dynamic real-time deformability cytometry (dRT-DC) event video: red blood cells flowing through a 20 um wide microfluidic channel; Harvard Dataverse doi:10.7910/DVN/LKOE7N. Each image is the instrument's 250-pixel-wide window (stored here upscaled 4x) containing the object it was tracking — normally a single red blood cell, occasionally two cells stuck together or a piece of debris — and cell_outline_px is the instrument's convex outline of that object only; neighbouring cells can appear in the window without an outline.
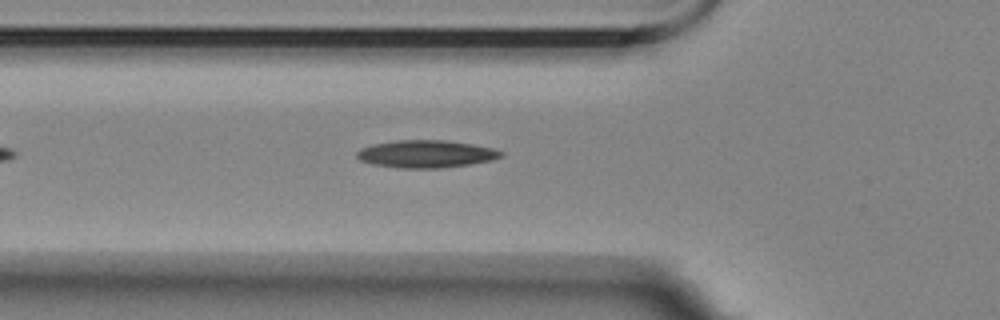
{"species": "Egyptian fruit bat (a non-hibernating species)", "species_latin": "Rousettus aegyptiacus", "temperature_condition": "room temperature", "stored_images_in_passage": 48, "camera_frame_rate_fps": 3000, "um_per_image_px": 0.085, "animal": {"sex": "female"}, "frame": {"image": 1, "passage_image": 10, "time_ms": 3.0, "image_size_px": [1000, 320], "cell_outline_px": [[504, 156], [492, 160], [468, 164], [440, 168], [400, 168], [372, 164], [360, 160], [356, 156], [356, 152], [360, 148], [372, 144], [396, 140], [444, 140], [472, 144], [492, 148], [504, 152]], "centroid_in_image_um": [36.19, 13.08], "position_along_channel_um": 89.6, "area_um2": 23.12}}
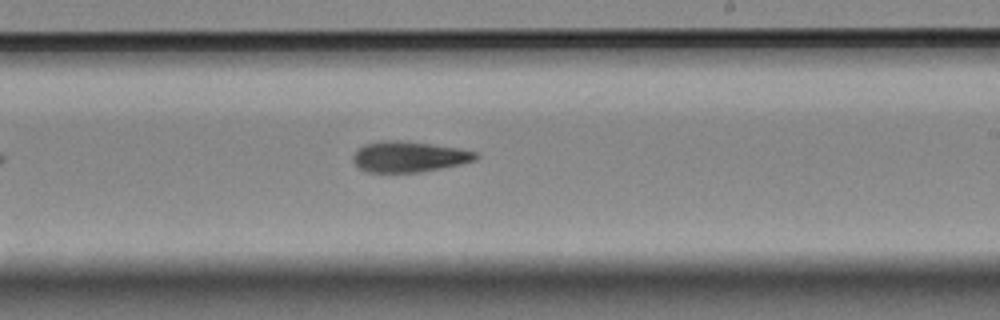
{"frame": {"image": 2, "passage_image": 24, "time_ms": 7.667, "image_size_px": [1000, 320], "cell_outline_px": [[480, 156], [476, 160], [460, 164], [420, 172], [368, 172], [360, 168], [352, 160], [352, 156], [364, 144], [384, 140], [392, 140], [428, 144], [456, 148], [476, 152]], "centroid_in_image_um": [34.75, 13.33], "position_along_channel_um": 254.2, "area_um2": 21.56}}
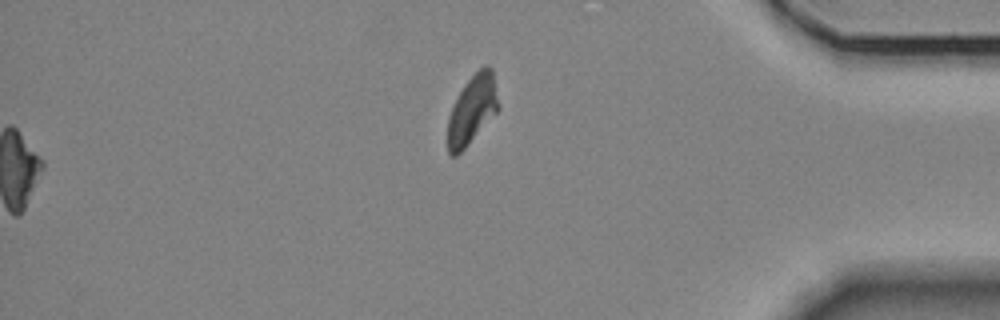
{"frame": {"image": 3, "passage_image": 48, "time_ms": 15.667, "image_size_px": [1000, 320], "cell_outline_px": [[500, 108], [464, 148], [456, 156], [452, 156], [448, 152], [448, 116], [464, 84], [484, 64], [488, 64], [492, 68], [500, 104]], "centroid_in_image_um": [40.16, 9.28], "position_along_channel_um": 395.0, "area_um2": 20.06}}